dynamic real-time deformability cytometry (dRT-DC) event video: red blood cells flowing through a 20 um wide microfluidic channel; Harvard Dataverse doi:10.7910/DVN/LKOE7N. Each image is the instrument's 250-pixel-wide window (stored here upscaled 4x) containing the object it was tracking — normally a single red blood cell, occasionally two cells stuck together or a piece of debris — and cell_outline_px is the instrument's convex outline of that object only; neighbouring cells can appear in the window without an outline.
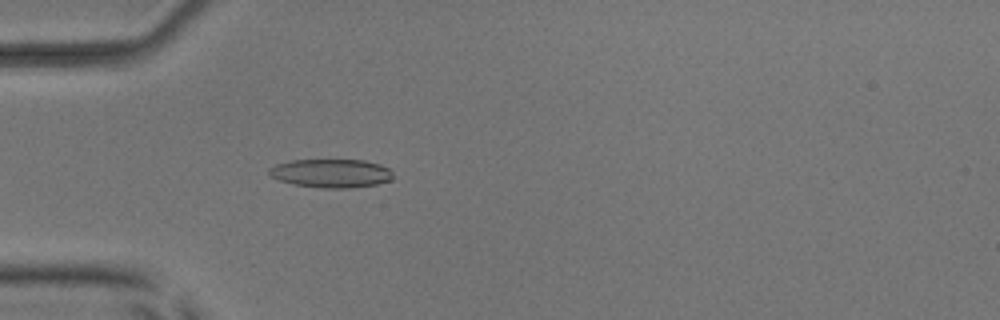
{"species": "common noctule bat (a hibernating species)", "species_latin": "Nyctalus noctula", "temperature_condition": "room temperature", "stored_images_in_passage": 4, "camera_frame_rate_fps": 3000, "um_per_image_px": 0.085, "animal": {"sex": "male", "body_mass_g": 17.9, "forearm_length_mm": 54.2}, "frame": {"image": 1, "passage_image": 4, "time_ms": 3.333, "image_size_px": [1000, 320], "cell_outline_px": [[392, 180], [376, 184], [352, 188], [324, 188], [296, 184], [280, 180], [272, 176], [268, 172], [268, 168], [276, 164], [292, 160], [364, 160], [380, 164], [388, 168], [392, 172]], "centroid_in_image_um": [28.17, 14.72], "position_along_channel_um": 56.8, "area_um2": 20.52}}